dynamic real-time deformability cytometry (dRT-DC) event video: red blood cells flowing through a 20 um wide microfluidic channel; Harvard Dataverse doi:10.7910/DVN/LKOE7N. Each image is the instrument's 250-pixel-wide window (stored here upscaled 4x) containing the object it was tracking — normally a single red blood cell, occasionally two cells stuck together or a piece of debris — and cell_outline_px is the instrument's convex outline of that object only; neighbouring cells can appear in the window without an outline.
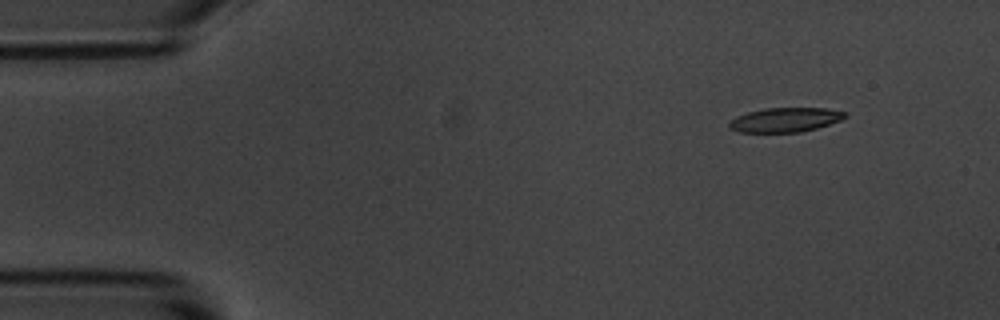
{"species": "common noctule bat (a hibernating species)", "species_latin": "Nyctalus noctula", "temperature_condition": "room temperature", "stored_images_in_passage": 4, "camera_frame_rate_fps": 3000, "um_per_image_px": 0.085, "animal": {"sex": "male", "body_mass_g": 20.1, "forearm_length_mm": 53.5}, "frame": {"image": 1, "passage_image": 1, "time_ms": 0.0, "image_size_px": [1000, 320], "cell_outline_px": [[848, 116], [840, 120], [816, 128], [800, 132], [740, 132], [728, 128], [728, 124], [736, 116], [748, 112], [764, 108], [824, 108], [848, 112]], "centroid_in_image_um": [66.74, 10.18], "position_along_channel_um": 18.3, "area_um2": 16.42}}
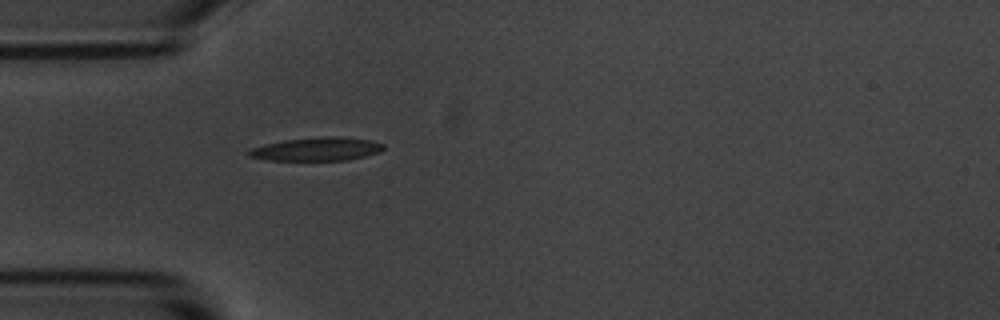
{"frame": {"image": 2, "passage_image": 4, "time_ms": 3.333, "image_size_px": [1000, 320], "cell_outline_px": [[384, 148], [380, 152], [348, 160], [268, 160], [248, 156], [248, 152], [252, 148], [284, 140], [320, 136], [340, 136], [372, 140], [384, 144]], "centroid_in_image_um": [26.98, 12.66], "position_along_channel_um": 58.0, "area_um2": 18.32}}